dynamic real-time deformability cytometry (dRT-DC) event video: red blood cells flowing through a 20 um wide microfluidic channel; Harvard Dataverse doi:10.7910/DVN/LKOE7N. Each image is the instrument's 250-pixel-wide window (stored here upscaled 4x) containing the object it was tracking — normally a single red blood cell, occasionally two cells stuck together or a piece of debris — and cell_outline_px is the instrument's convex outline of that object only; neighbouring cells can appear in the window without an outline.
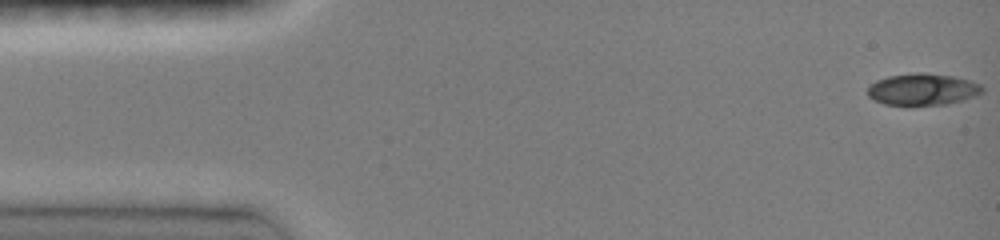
{"species": "common noctule bat (a hibernating species)", "species_latin": "Nyctalus noctula", "temperature_condition": "room temperature", "stored_images_in_passage": 46, "camera_frame_rate_fps": 3000, "um_per_image_px": 0.085, "animal": {"sex": "female", "body_mass_g": 19.0, "forearm_length_mm": 51.5}, "frame": {"image": 1, "passage_image": 1, "time_ms": 0.0, "image_size_px": [1000, 240], "cell_outline_px": [[984, 92], [976, 96], [964, 100], [944, 104], [912, 108], [884, 104], [872, 100], [868, 96], [868, 84], [876, 80], [888, 76], [916, 72], [924, 72], [952, 76], [968, 80], [980, 84], [984, 88]], "centroid_in_image_um": [78.38, 7.63], "position_along_channel_um": 6.6, "area_um2": 22.08}}
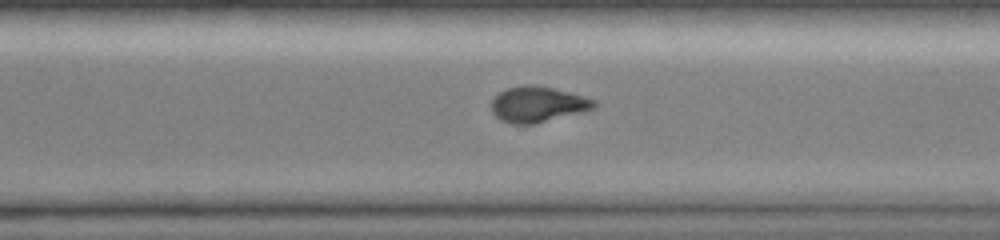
{"frame": {"image": 2, "passage_image": 33, "time_ms": 10.667, "image_size_px": [1000, 240], "cell_outline_px": [[596, 108], [536, 124], [512, 124], [500, 120], [492, 112], [492, 100], [500, 92], [508, 88], [528, 84], [552, 88], [584, 96], [596, 100]], "centroid_in_image_um": [45.72, 8.88], "position_along_channel_um": 324.9, "area_um2": 21.21}}
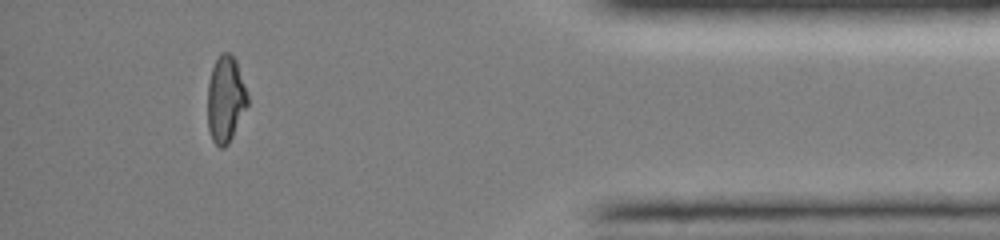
{"frame": {"image": 3, "passage_image": 42, "time_ms": 13.667, "image_size_px": [1000, 240], "cell_outline_px": [[248, 104], [228, 144], [224, 148], [220, 148], [212, 140], [208, 128], [208, 84], [212, 68], [220, 52], [228, 52], [236, 60], [248, 96]], "centroid_in_image_um": [19.16, 8.43], "position_along_channel_um": 416.0, "area_um2": 19.94}, "authors_computed_cell_mechanics": {"area_um2": 21.5883, "velocity_mm_per_s": 4.1338, "shape_relaxation_time_tau1_ms": null, "shape_relaxation_time_tau2_ms": 2.3544, "deformation_change_tau1": null, "deformation_change_tau2": 0.054}}